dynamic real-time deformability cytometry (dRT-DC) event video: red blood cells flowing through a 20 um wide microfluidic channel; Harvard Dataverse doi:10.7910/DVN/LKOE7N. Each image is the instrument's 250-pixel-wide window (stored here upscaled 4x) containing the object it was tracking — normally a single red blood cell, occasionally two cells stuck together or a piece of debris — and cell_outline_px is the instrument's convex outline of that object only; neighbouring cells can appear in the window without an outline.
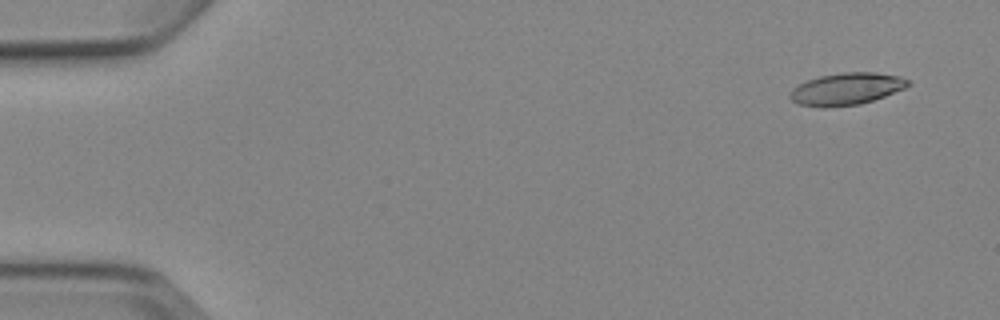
{"species": "Egyptian fruit bat (a non-hibernating species)", "species_latin": "Rousettus aegyptiacus", "temperature_condition": "cold", "stored_images_in_passage": 7, "camera_frame_rate_fps": 3000, "um_per_image_px": 0.085, "animal": {"sex": "female"}, "frame": {"image": 1, "passage_image": 1, "time_ms": 0.0, "image_size_px": [1000, 320], "cell_outline_px": [[912, 84], [904, 88], [884, 96], [860, 104], [824, 108], [820, 108], [800, 104], [792, 100], [788, 96], [788, 92], [792, 88], [808, 80], [820, 76], [844, 72], [876, 72], [900, 76], [908, 80]], "centroid_in_image_um": [71.93, 7.56], "position_along_channel_um": 13.1, "area_um2": 22.08}}
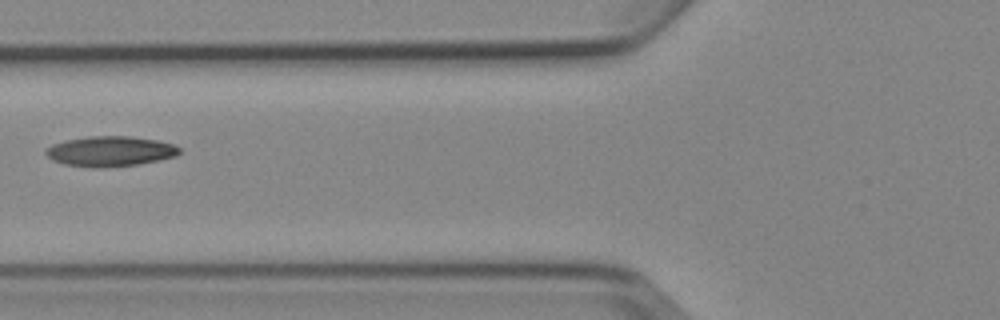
{"frame": {"image": 2, "passage_image": 6, "time_ms": 6.0, "image_size_px": [1000, 320], "cell_outline_px": [[180, 152], [176, 156], [160, 160], [136, 164], [92, 168], [64, 164], [52, 160], [44, 152], [44, 148], [52, 144], [68, 140], [88, 136], [128, 136], [156, 140], [172, 144], [180, 148]], "centroid_in_image_um": [9.33, 12.86], "position_along_channel_um": 116.5, "area_um2": 23.35}}
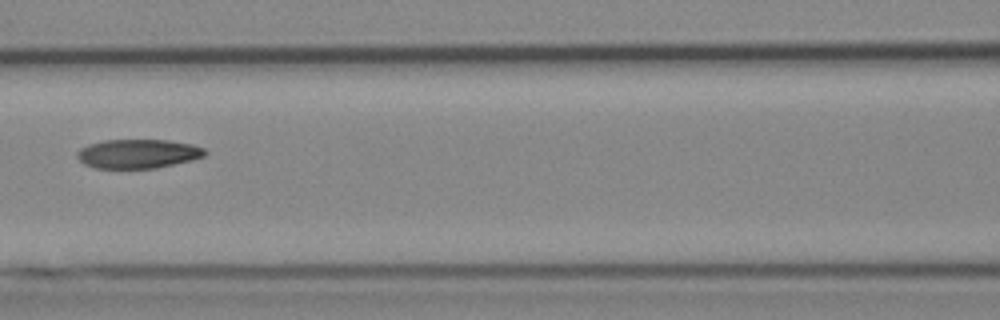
{"frame": {"image": 3, "passage_image": 7, "time_ms": 7.0, "image_size_px": [1000, 320], "cell_outline_px": [[208, 152], [204, 156], [192, 160], [156, 168], [96, 168], [84, 164], [76, 156], [76, 152], [80, 148], [88, 144], [104, 140], [168, 140], [192, 144], [204, 148]], "centroid_in_image_um": [11.72, 13.06], "position_along_channel_um": 154.9, "area_um2": 21.73}}